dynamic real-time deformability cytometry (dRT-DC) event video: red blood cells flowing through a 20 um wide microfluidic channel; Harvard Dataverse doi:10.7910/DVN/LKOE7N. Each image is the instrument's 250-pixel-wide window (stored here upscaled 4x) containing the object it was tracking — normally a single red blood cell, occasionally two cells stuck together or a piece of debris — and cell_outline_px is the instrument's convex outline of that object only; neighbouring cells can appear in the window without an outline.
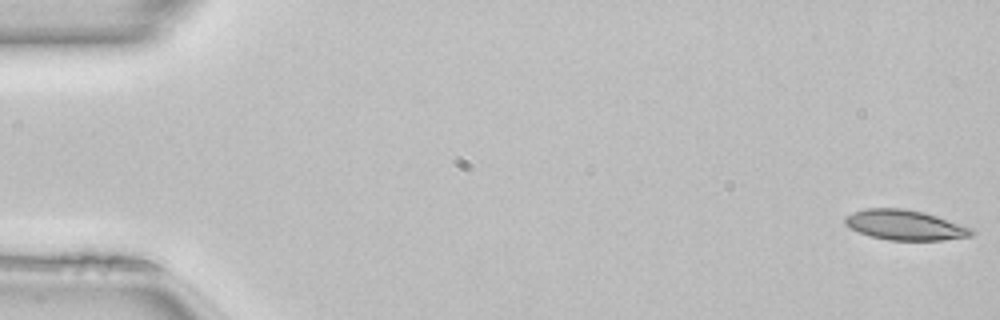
{"species": "common noctule bat (a hibernating species)", "species_latin": "Nyctalus noctula", "temperature_condition": "room temperature", "stored_images_in_passage": 51, "segment_of_instrument_passage": [1, 2], "camera_frame_rate_fps": 3000, "um_per_image_px": 0.085, "animal": {"sex": "female", "body_mass_g": 22.7, "forearm_length_mm": 54.2}, "frame": {"image": 1, "passage_image": 1, "time_ms": 0.0, "image_size_px": [1000, 320], "cell_outline_px": [[976, 232], [972, 236], [944, 240], [888, 240], [868, 236], [844, 224], [844, 216], [852, 212], [864, 208], [904, 208], [924, 212], [972, 228]], "centroid_in_image_um": [76.91, 19.12], "position_along_channel_um": 8.1, "area_um2": 22.31}}
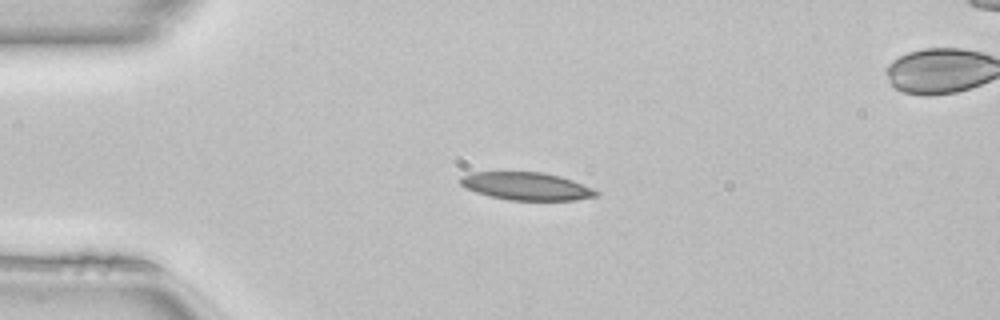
{"frame": {"image": 2, "passage_image": 12, "time_ms": 3.667, "image_size_px": [1000, 320], "cell_outline_px": [[600, 196], [576, 200], [508, 200], [488, 196], [464, 188], [456, 180], [460, 176], [472, 172], [544, 172], [560, 176], [572, 180], [592, 188], [600, 192]], "centroid_in_image_um": [44.71, 15.83], "position_along_channel_um": 40.3, "area_um2": 22.31}}
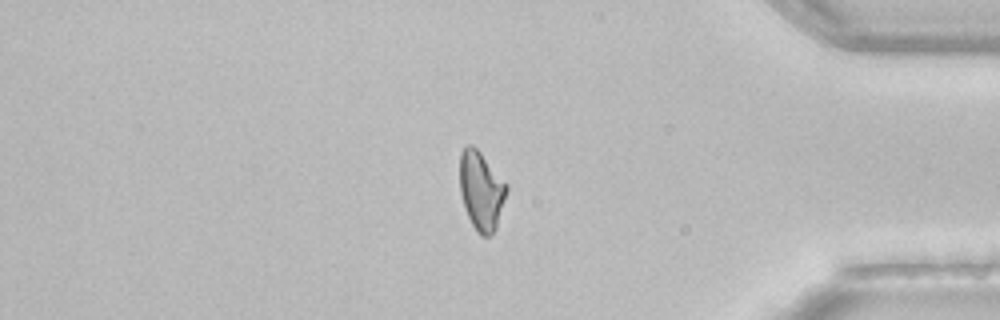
{"frame": {"image": 3, "passage_image": 42, "time_ms": 13.667, "image_size_px": [1000, 320], "cell_outline_px": [[508, 192], [496, 228], [488, 236], [480, 236], [476, 232], [468, 216], [460, 192], [460, 152], [468, 144], [472, 144], [480, 152], [508, 184]], "centroid_in_image_um": [40.92, 16.2], "position_along_channel_um": 394.3, "area_um2": 21.5}}